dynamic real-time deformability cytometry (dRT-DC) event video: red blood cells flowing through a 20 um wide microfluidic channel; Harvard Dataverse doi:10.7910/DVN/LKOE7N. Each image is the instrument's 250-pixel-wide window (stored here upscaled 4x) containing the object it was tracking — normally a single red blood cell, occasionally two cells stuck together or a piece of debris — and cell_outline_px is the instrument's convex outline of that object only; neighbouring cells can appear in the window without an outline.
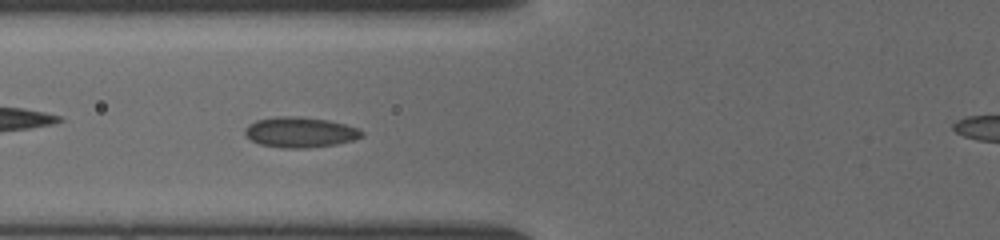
{"species": "common noctule bat (a hibernating species)", "species_latin": "Nyctalus noctula", "temperature_condition": "cold", "stored_images_in_passage": 47, "camera_frame_rate_fps": 3000, "um_per_image_px": 0.085, "animal": {"sex": "female", "body_mass_g": 19.5, "forearm_length_mm": 54.1}, "frame": {"image": 1, "passage_image": 21, "time_ms": 7.667, "image_size_px": [1000, 240], "cell_outline_px": [[364, 136], [352, 140], [336, 144], [308, 148], [280, 148], [260, 144], [248, 140], [244, 136], [244, 128], [248, 124], [256, 120], [276, 116], [300, 116], [328, 120], [360, 128], [364, 132]], "centroid_in_image_um": [25.47, 11.24], "position_along_channel_um": 100.3, "area_um2": 21.1}}
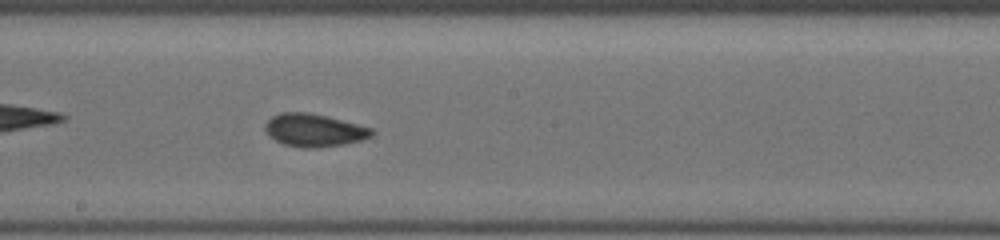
{"frame": {"image": 2, "passage_image": 29, "time_ms": 10.667, "image_size_px": [1000, 240], "cell_outline_px": [[376, 132], [372, 136], [360, 140], [344, 144], [316, 148], [304, 148], [284, 144], [268, 136], [264, 132], [264, 124], [272, 116], [280, 112], [304, 112], [324, 116], [372, 128]], "centroid_in_image_um": [26.65, 11.08], "position_along_channel_um": 221.5, "area_um2": 20.29}}
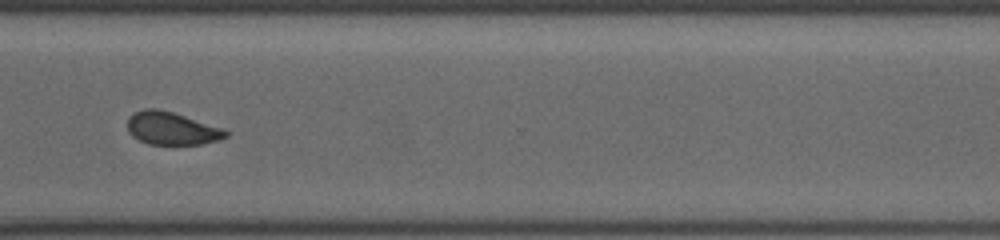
{"frame": {"image": 3, "passage_image": 38, "time_ms": 14.0, "image_size_px": [1000, 240], "cell_outline_px": [[228, 136], [220, 140], [200, 144], [148, 144], [132, 136], [128, 132], [128, 116], [144, 108], [156, 108], [172, 112], [224, 128], [228, 132]], "centroid_in_image_um": [14.6, 10.91], "position_along_channel_um": 356.0, "area_um2": 18.79}}